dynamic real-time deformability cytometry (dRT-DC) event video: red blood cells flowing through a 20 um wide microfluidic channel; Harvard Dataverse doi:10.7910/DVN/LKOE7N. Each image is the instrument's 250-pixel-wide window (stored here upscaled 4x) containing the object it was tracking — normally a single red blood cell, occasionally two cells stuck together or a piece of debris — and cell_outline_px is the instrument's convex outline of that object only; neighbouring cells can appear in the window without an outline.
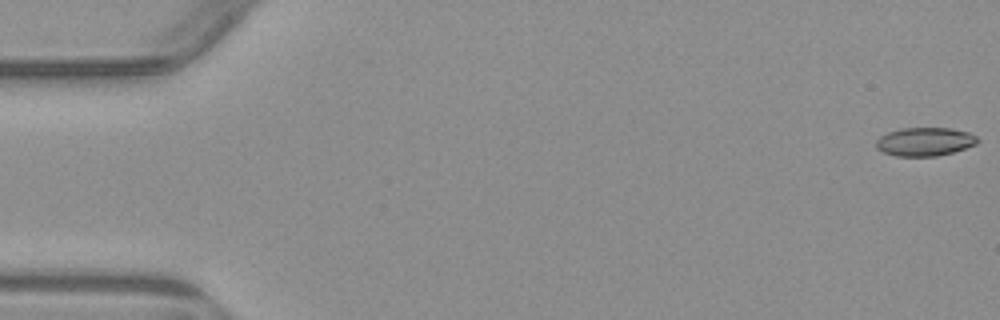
{"species": "common noctule bat (a hibernating species)", "species_latin": "Nyctalus noctula", "temperature_condition": "warm", "stored_images_in_passage": 5, "camera_frame_rate_fps": 3000, "um_per_image_px": 0.085, "animal": {"sex": "male", "body_mass_g": 23.1, "forearm_length_mm": 52.7}, "frame": {"image": 1, "passage_image": 1, "time_ms": 0.0, "image_size_px": [1000, 320], "cell_outline_px": [[980, 140], [976, 144], [952, 152], [936, 156], [896, 156], [884, 152], [876, 148], [876, 140], [880, 136], [888, 132], [900, 128], [952, 128], [968, 132], [976, 136]], "centroid_in_image_um": [78.6, 12.03], "position_along_channel_um": 6.4, "area_um2": 16.82}}
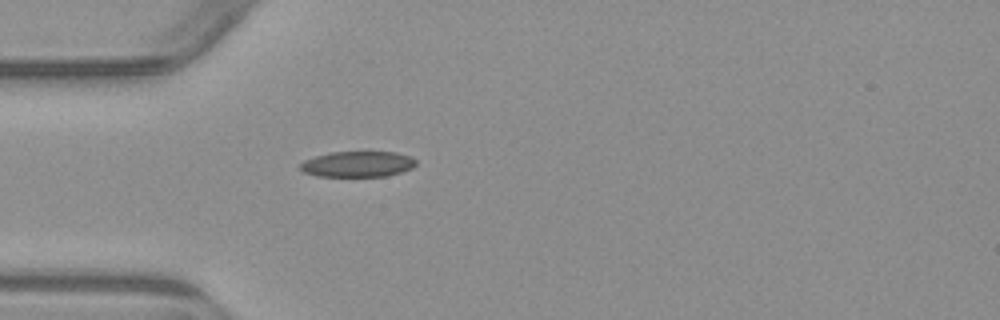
{"frame": {"image": 2, "passage_image": 5, "time_ms": 5.0, "image_size_px": [1000, 320], "cell_outline_px": [[416, 164], [412, 168], [400, 172], [384, 176], [316, 176], [304, 172], [300, 168], [300, 164], [304, 160], [316, 156], [332, 152], [396, 152], [412, 156], [416, 160]], "centroid_in_image_um": [30.42, 13.94], "position_along_channel_um": 54.6, "area_um2": 17.28}}